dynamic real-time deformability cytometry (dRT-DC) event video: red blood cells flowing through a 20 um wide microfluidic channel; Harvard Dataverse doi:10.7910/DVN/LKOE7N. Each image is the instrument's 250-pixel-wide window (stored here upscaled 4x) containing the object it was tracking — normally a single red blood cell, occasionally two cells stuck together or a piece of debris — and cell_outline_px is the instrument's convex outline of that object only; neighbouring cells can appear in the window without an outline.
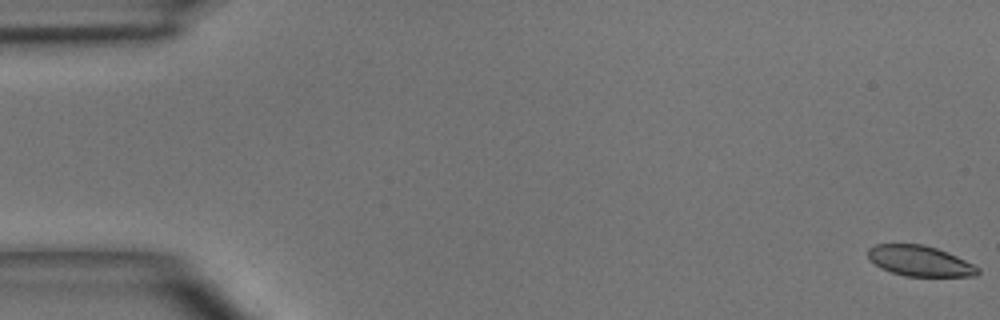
{"species": "common noctule bat (a hibernating species)", "species_latin": "Nyctalus noctula", "temperature_condition": "room temperature", "stored_images_in_passage": 5, "camera_frame_rate_fps": 3000, "um_per_image_px": 0.085, "animal": {"sex": "male", "body_mass_g": 15.6}, "frame": {"image": 1, "passage_image": 1, "time_ms": 0.0, "image_size_px": [1000, 320], "cell_outline_px": [[980, 272], [976, 276], [904, 276], [880, 268], [868, 256], [868, 248], [876, 244], [924, 244], [948, 252], [980, 268]], "centroid_in_image_um": [78.19, 22.18], "position_along_channel_um": 6.8, "area_um2": 19.42}}
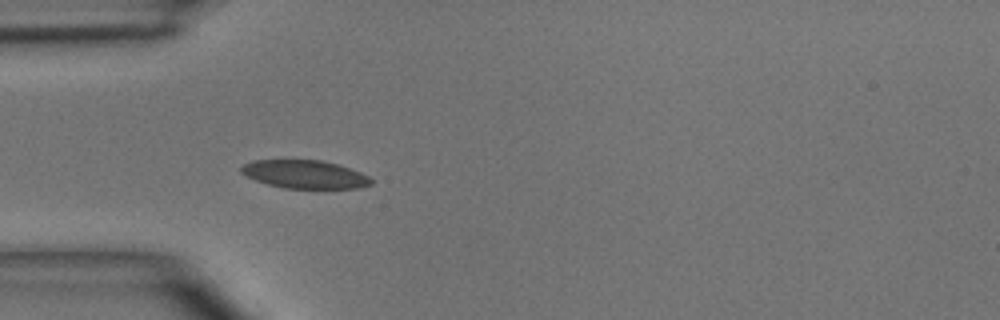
{"frame": {"image": 2, "passage_image": 5, "time_ms": 4.667, "image_size_px": [1000, 320], "cell_outline_px": [[372, 184], [360, 188], [284, 188], [268, 184], [256, 180], [240, 172], [240, 168], [244, 164], [252, 160], [324, 160], [360, 172], [368, 176], [372, 180]], "centroid_in_image_um": [25.9, 14.81], "position_along_channel_um": 59.1, "area_um2": 21.21}}